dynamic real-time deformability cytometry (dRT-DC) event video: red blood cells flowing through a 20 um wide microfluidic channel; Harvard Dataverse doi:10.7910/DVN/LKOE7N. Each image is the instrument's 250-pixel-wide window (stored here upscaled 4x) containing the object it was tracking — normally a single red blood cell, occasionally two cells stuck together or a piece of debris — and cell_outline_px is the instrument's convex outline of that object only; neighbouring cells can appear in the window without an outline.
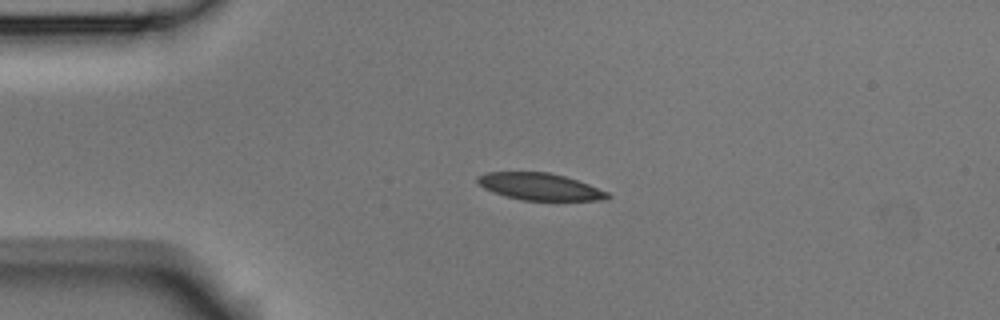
{"species": "Egyptian fruit bat (a non-hibernating species)", "species_latin": "Rousettus aegyptiacus", "temperature_condition": "room temperature", "stored_images_in_passage": 4, "camera_frame_rate_fps": 3000, "um_per_image_px": 0.085, "animal": {"sex": "male"}, "frame": {"image": 1, "passage_image": 2, "time_ms": 0.333, "image_size_px": [1000, 320], "cell_outline_px": [[612, 196], [608, 200], [524, 200], [492, 192], [484, 188], [476, 180], [476, 176], [484, 172], [548, 172], [564, 176], [588, 184], [608, 192]], "centroid_in_image_um": [45.88, 15.86], "position_along_channel_um": 39.1, "area_um2": 20.35}}
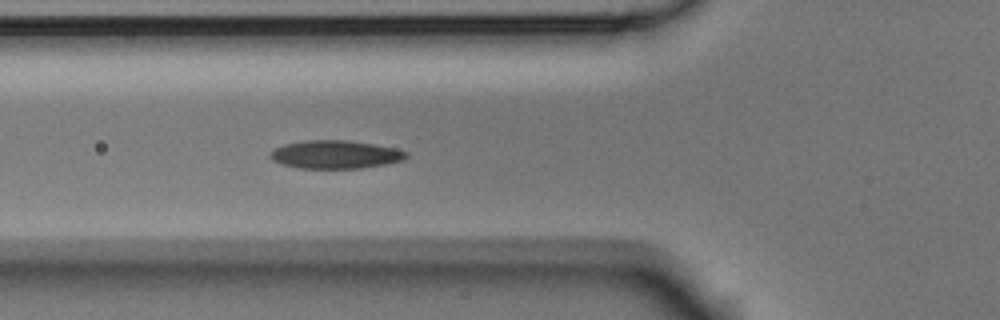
{"frame": {"image": 2, "passage_image": 4, "time_ms": 1.0, "image_size_px": [1000, 320], "cell_outline_px": [[408, 156], [404, 160], [388, 164], [364, 168], [296, 168], [280, 164], [272, 160], [268, 156], [276, 148], [284, 144], [304, 140], [348, 140], [396, 148], [408, 152]], "centroid_in_image_um": [28.52, 13.14], "position_along_channel_um": 97.3, "area_um2": 22.54}}